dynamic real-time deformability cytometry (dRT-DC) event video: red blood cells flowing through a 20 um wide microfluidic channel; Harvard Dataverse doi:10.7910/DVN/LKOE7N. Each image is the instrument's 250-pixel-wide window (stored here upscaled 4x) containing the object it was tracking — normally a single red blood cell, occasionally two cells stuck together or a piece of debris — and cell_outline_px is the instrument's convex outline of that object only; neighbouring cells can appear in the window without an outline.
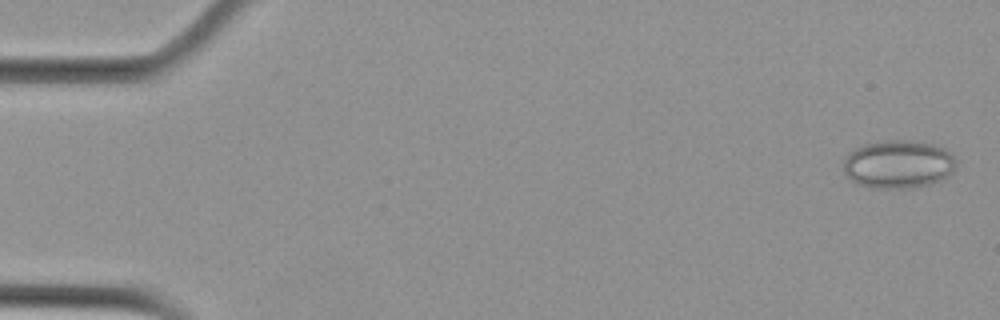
{"species": "Egyptian fruit bat (a non-hibernating species)", "species_latin": "Rousettus aegyptiacus", "temperature_condition": "cold", "stored_images_in_passage": 5, "camera_frame_rate_fps": 3000, "um_per_image_px": 0.085, "animal": {"sex": "female"}, "frame": {"image": 1, "passage_image": 1, "time_ms": 0.0, "image_size_px": [1000, 320], "cell_outline_px": [[956, 164], [952, 172], [928, 184], [912, 188], [868, 188], [856, 184], [844, 172], [844, 160], [848, 152], [864, 144], [880, 140], [900, 140], [932, 144], [944, 148], [956, 160]], "centroid_in_image_um": [76.29, 13.96], "position_along_channel_um": 8.7, "area_um2": 31.44}}